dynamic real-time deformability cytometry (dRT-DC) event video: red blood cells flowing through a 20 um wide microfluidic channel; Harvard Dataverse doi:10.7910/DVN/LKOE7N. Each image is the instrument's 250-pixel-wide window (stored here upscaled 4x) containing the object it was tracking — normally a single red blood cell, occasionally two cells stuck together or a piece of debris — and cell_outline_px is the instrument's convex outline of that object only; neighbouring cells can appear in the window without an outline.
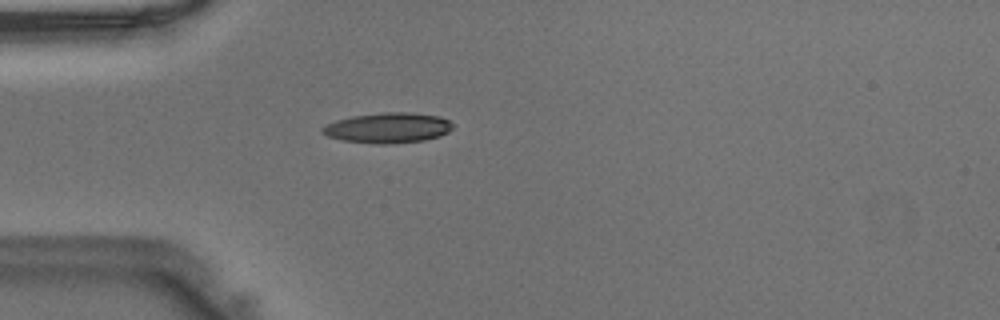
{"species": "Egyptian fruit bat (a non-hibernating species)", "species_latin": "Rousettus aegyptiacus", "temperature_condition": "warm", "stored_images_in_passage": 34, "camera_frame_rate_fps": 3000, "um_per_image_px": 0.085, "animal": {"sex": "male"}, "frame": {"image": 1, "passage_image": 1, "time_ms": 0.0, "image_size_px": [1000, 320], "cell_outline_px": [[452, 128], [448, 132], [440, 136], [424, 140], [388, 144], [376, 144], [344, 140], [328, 136], [320, 132], [320, 128], [336, 120], [352, 116], [384, 112], [412, 112], [440, 116], [448, 120], [452, 124]], "centroid_in_image_um": [32.98, 10.86], "position_along_channel_um": 52.0, "area_um2": 23.0}}
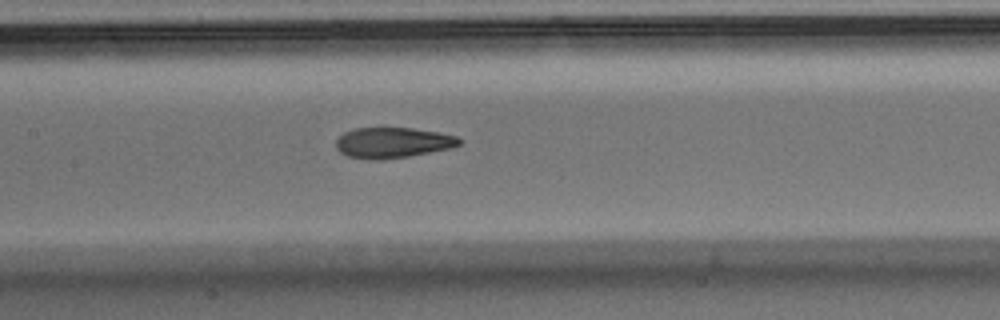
{"frame": {"image": 2, "passage_image": 10, "time_ms": 3.0, "image_size_px": [1000, 320], "cell_outline_px": [[464, 140], [460, 144], [452, 148], [408, 156], [380, 160], [376, 160], [348, 156], [340, 152], [336, 148], [336, 140], [344, 132], [352, 128], [412, 128], [440, 132], [456, 136]], "centroid_in_image_um": [33.4, 12.12], "position_along_channel_um": 174.0, "area_um2": 22.02}}
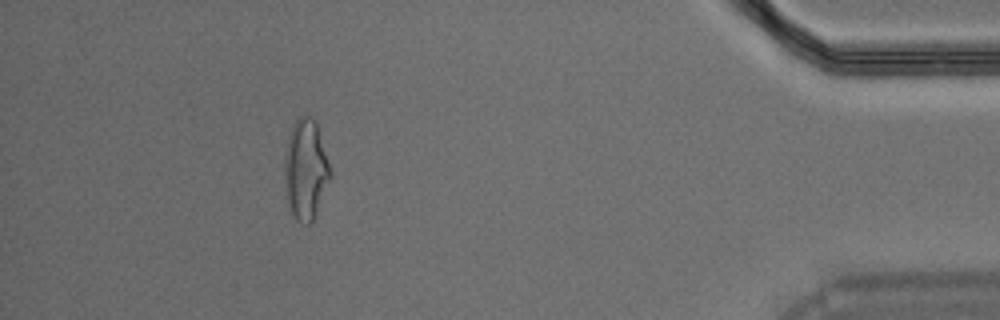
{"frame": {"image": 3, "passage_image": 30, "time_ms": 9.667, "image_size_px": [1000, 320], "cell_outline_px": [[332, 176], [316, 212], [312, 220], [308, 224], [304, 224], [296, 220], [292, 212], [288, 200], [284, 168], [284, 156], [288, 136], [292, 124], [300, 116], [308, 116], [316, 120], [332, 172]], "centroid_in_image_um": [26.0, 14.35], "position_along_channel_um": 409.2, "area_um2": 26.59}}